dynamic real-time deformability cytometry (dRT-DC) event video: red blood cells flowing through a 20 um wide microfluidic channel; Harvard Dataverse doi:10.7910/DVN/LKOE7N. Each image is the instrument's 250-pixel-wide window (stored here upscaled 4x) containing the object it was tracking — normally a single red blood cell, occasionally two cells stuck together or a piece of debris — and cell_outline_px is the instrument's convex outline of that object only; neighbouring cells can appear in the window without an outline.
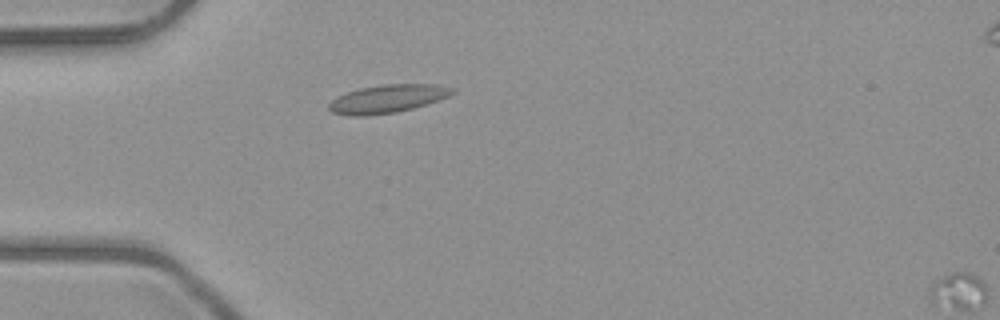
{"species": "common noctule bat (a hibernating species)", "species_latin": "Nyctalus noctula", "temperature_condition": "room temperature", "stored_images_in_passage": 2, "segment_of_instrument_passage": [1, 2], "camera_frame_rate_fps": 3000, "um_per_image_px": 0.085, "animal": {"sex": "male", "body_mass_g": 23.1, "forearm_length_mm": 52.7}, "frame": {"image": 1, "passage_image": 1, "time_ms": 0.0, "image_size_px": [1000, 320], "cell_outline_px": [[456, 92], [448, 96], [412, 108], [396, 112], [368, 116], [348, 116], [332, 112], [328, 108], [328, 104], [336, 96], [360, 88], [384, 84], [436, 84], [456, 88]], "centroid_in_image_um": [32.92, 8.39], "position_along_channel_um": 52.1, "area_um2": 20.23}}